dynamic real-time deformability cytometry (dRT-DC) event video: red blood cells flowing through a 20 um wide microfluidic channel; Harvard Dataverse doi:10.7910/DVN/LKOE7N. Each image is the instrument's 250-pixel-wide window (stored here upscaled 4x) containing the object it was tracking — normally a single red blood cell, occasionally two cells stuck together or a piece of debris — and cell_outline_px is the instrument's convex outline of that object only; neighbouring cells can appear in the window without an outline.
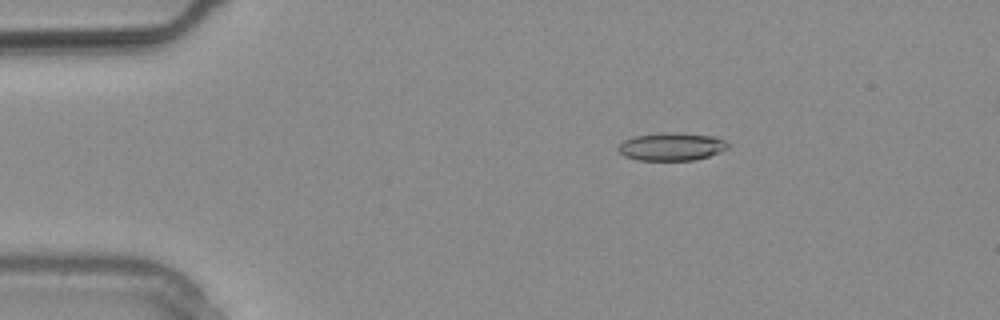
{"species": "common noctule bat (a hibernating species)", "species_latin": "Nyctalus noctula", "temperature_condition": "warm", "stored_images_in_passage": 15, "camera_frame_rate_fps": 3000, "um_per_image_px": 0.085, "animal": {"sex": "male", "body_mass_g": 20.4}, "frame": {"image": 1, "passage_image": 1, "time_ms": 0.0, "image_size_px": [1000, 320], "cell_outline_px": [[732, 144], [728, 148], [720, 152], [696, 160], [636, 160], [624, 156], [616, 148], [624, 140], [636, 136], [668, 132], [672, 132], [716, 136]], "centroid_in_image_um": [57.12, 12.46], "position_along_channel_um": 27.9, "area_um2": 17.92}}